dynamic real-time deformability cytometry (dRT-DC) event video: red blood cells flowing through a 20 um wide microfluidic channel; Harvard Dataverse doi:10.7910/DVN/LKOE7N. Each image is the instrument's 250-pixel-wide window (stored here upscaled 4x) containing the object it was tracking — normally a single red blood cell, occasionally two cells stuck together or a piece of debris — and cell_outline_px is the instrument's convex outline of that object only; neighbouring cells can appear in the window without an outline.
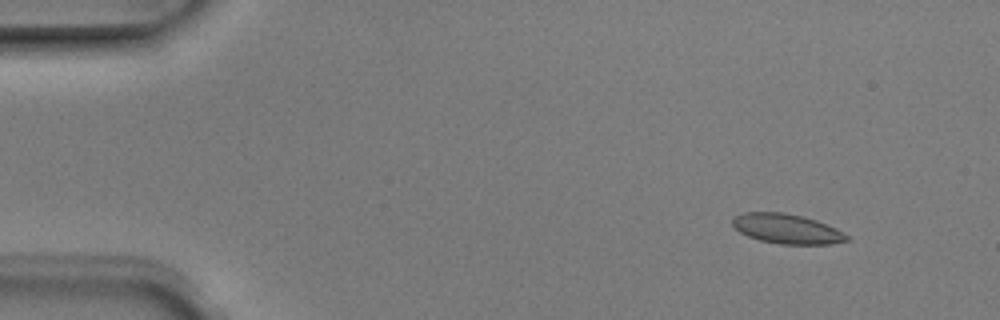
{"species": "Egyptian fruit bat (a non-hibernating species)", "species_latin": "Rousettus aegyptiacus", "temperature_condition": "room temperature", "stored_images_in_passage": 5, "camera_frame_rate_fps": 3000, "um_per_image_px": 0.085, "animal": {"sex": "male"}, "frame": {"image": 1, "passage_image": 2, "time_ms": 0.333, "image_size_px": [1000, 320], "cell_outline_px": [[852, 240], [832, 244], [780, 244], [760, 240], [748, 236], [740, 232], [732, 224], [732, 216], [744, 212], [784, 212], [804, 216], [816, 220], [836, 228], [844, 232]], "centroid_in_image_um": [66.9, 19.44], "position_along_channel_um": 18.1, "area_um2": 20.0}}
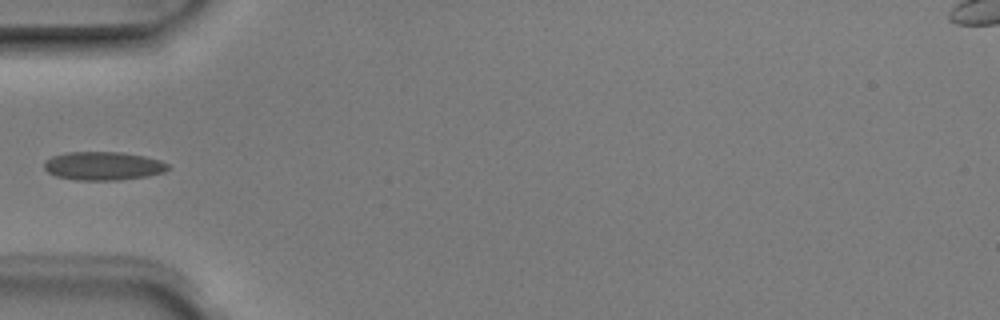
{"frame": {"image": 2, "passage_image": 5, "time_ms": 1.333, "image_size_px": [1000, 320], "cell_outline_px": [[172, 168], [164, 172], [148, 176], [120, 180], [76, 180], [56, 176], [48, 172], [44, 168], [44, 160], [52, 156], [64, 152], [120, 152], [144, 156], [160, 160], [168, 164]], "centroid_in_image_um": [8.77, 14.1], "position_along_channel_um": 76.2, "area_um2": 20.75}}